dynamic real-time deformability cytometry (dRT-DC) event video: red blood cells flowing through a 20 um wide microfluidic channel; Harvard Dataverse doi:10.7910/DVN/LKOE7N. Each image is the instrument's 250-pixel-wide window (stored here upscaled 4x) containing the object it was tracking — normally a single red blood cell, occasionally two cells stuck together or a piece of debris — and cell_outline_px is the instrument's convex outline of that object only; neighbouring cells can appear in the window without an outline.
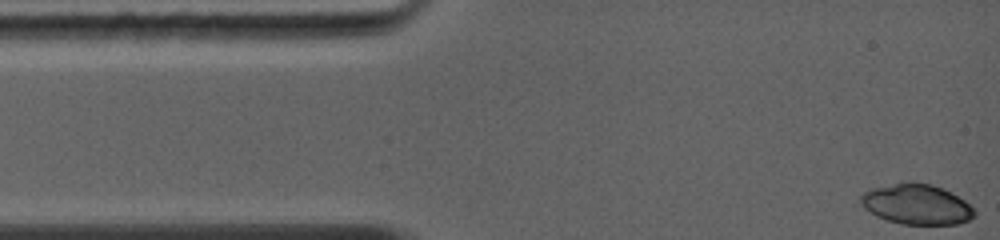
{"species": "common noctule bat (a hibernating species)", "species_latin": "Nyctalus noctula", "temperature_condition": "warm", "stored_images_in_passage": 9, "camera_frame_rate_fps": 5000, "um_per_image_px": 0.085, "animal": {"sex": "female", "body_mass_g": 19.0, "forearm_length_mm": 56.7}, "frame": {"image": 1, "passage_image": 1, "time_ms": 0.0, "image_size_px": [1000, 240], "cell_outline_px": [[976, 216], [968, 220], [956, 224], [900, 224], [876, 216], [864, 208], [860, 204], [860, 196], [864, 192], [872, 188], [908, 180], [912, 180], [932, 184], [944, 188], [964, 200], [976, 212]], "centroid_in_image_um": [77.89, 17.34], "position_along_channel_um": 7.1, "area_um2": 26.99}}
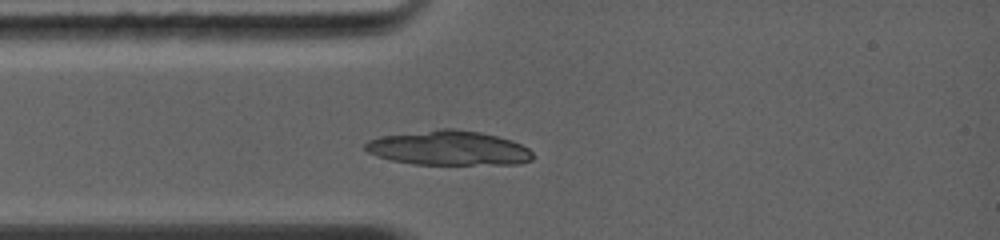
{"frame": {"image": 2, "passage_image": 9, "time_ms": 2.6, "image_size_px": [1000, 240], "cell_outline_px": [[532, 160], [520, 164], [412, 164], [392, 160], [376, 156], [368, 152], [364, 148], [364, 144], [368, 140], [380, 136], [440, 128], [452, 128], [480, 132], [512, 140], [528, 148], [532, 152]], "centroid_in_image_um": [38.12, 12.58], "position_along_channel_um": 46.9, "area_um2": 33.81}}